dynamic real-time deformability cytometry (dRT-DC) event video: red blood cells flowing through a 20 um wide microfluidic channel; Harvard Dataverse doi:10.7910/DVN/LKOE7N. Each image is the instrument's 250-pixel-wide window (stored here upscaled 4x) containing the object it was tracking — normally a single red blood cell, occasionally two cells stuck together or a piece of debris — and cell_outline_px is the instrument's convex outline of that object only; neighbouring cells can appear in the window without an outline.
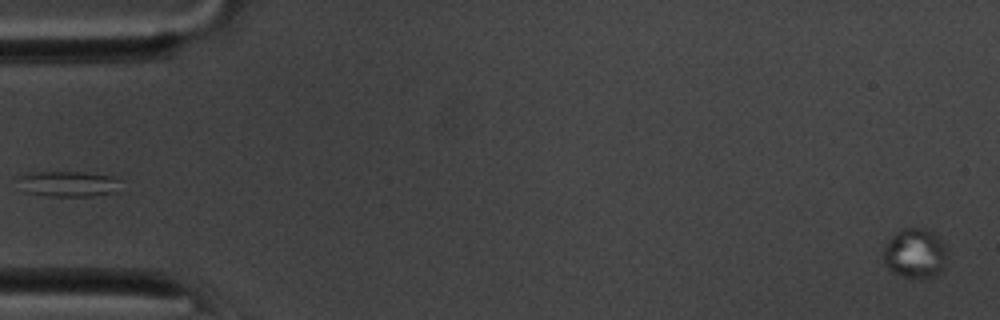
{"species": "common noctule bat (a hibernating species)", "species_latin": "Nyctalus noctula", "temperature_condition": "room temperature", "stored_images_in_passage": 28, "camera_frame_rate_fps": 3000, "um_per_image_px": 0.085, "animal": {"sex": "male", "body_mass_g": 20.1, "forearm_length_mm": 53.5}, "frame": {"image": 1, "passage_image": 1, "time_ms": 0.0, "image_size_px": [1000, 320], "cell_outline_px": [[944, 256], [940, 272], [924, 280], [912, 280], [892, 272], [888, 268], [884, 260], [884, 248], [888, 240], [900, 228], [928, 228], [936, 232], [944, 244]], "centroid_in_image_um": [77.75, 21.53], "position_along_channel_um": 7.3, "area_um2": 18.61}}
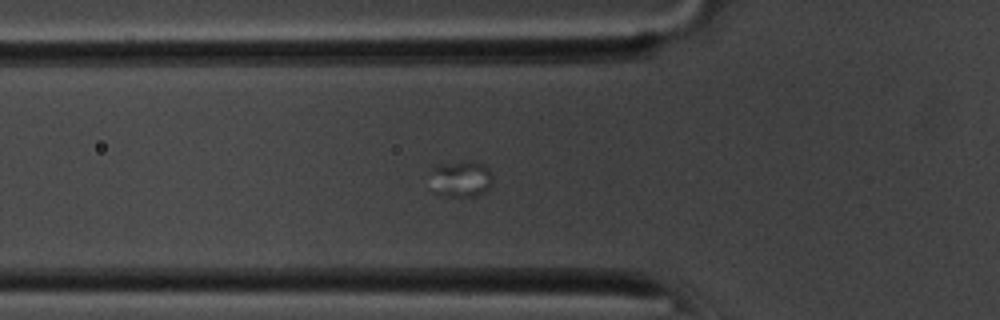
{"frame": {"image": 2, "passage_image": 19, "time_ms": 6.0, "image_size_px": [1000, 320], "cell_outline_px": [[492, 184], [488, 192], [480, 196], [464, 200], [432, 192], [428, 188], [436, 164], [468, 160], [480, 164], [488, 168], [492, 180]], "centroid_in_image_um": [39.17, 15.28], "position_along_channel_um": 86.6, "area_um2": 14.05}}
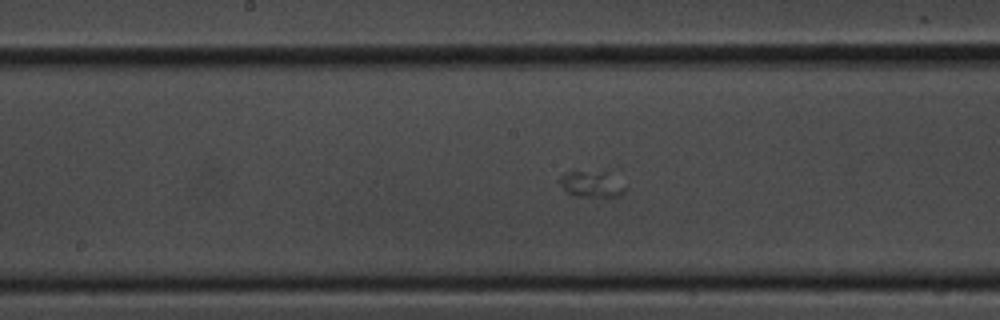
{"frame": {"image": 3, "passage_image": 28, "time_ms": 9.0, "image_size_px": [1000, 320], "cell_outline_px": [[628, 188], [620, 196], [608, 200], [604, 200], [572, 196], [564, 192], [556, 180], [560, 176], [568, 172], [608, 168], [612, 168], [628, 184]], "centroid_in_image_um": [50.44, 15.64], "position_along_channel_um": 197.8, "area_um2": 12.25}}